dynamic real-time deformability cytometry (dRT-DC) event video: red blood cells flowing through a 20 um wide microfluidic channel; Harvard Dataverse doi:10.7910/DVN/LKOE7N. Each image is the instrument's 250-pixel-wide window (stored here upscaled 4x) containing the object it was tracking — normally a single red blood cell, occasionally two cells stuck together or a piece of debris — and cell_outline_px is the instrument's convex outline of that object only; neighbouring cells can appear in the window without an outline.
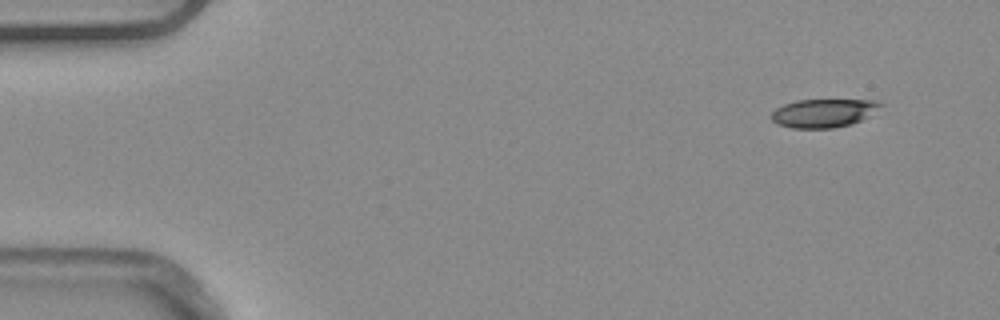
{"species": "common noctule bat (a hibernating species)", "species_latin": "Nyctalus noctula", "temperature_condition": "warm", "stored_images_in_passage": 49, "camera_frame_rate_fps": 3000, "um_per_image_px": 0.085, "animal": {"sex": "male", "body_mass_g": 20.4}, "frame": {"image": 1, "passage_image": 1, "time_ms": 0.0, "image_size_px": [1000, 320], "cell_outline_px": [[884, 104], [868, 116], [852, 124], [832, 128], [792, 128], [776, 124], [768, 116], [776, 108], [784, 104], [796, 100], [880, 100]], "centroid_in_image_um": [69.97, 9.61], "position_along_channel_um": 15.0, "area_um2": 18.21}}
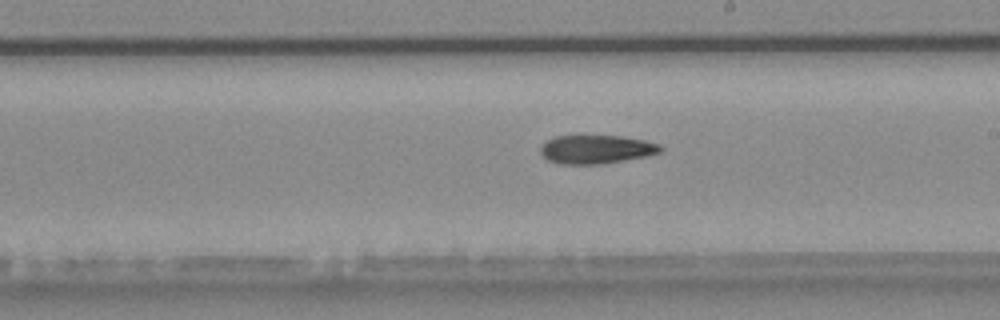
{"frame": {"image": 2, "passage_image": 27, "time_ms": 8.667, "image_size_px": [1000, 320], "cell_outline_px": [[664, 148], [660, 152], [644, 156], [604, 164], [556, 164], [548, 160], [540, 152], [540, 148], [548, 140], [556, 136], [620, 136], [644, 140], [660, 144]], "centroid_in_image_um": [50.68, 12.7], "position_along_channel_um": 238.3, "area_um2": 19.88}}
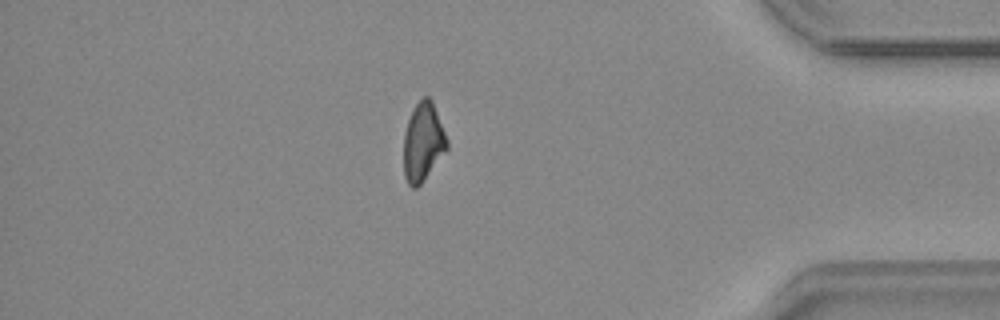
{"frame": {"image": 3, "passage_image": 42, "time_ms": 13.667, "image_size_px": [1000, 320], "cell_outline_px": [[448, 148], [420, 184], [416, 188], [412, 188], [408, 184], [404, 176], [404, 132], [408, 120], [416, 104], [424, 96], [428, 96], [432, 100], [448, 140]], "centroid_in_image_um": [35.95, 12.07], "position_along_channel_um": 399.2, "area_um2": 19.59}, "authors_computed_cell_mechanics": {"area_um2": 20.4612, "velocity_mm_per_s": 3.904, "shape_relaxation_time_tau1_ms": null, "shape_relaxation_time_tau2_ms": 8.6753, "deformation_change_tau1": null, "deformation_change_tau2": 0.1949}}